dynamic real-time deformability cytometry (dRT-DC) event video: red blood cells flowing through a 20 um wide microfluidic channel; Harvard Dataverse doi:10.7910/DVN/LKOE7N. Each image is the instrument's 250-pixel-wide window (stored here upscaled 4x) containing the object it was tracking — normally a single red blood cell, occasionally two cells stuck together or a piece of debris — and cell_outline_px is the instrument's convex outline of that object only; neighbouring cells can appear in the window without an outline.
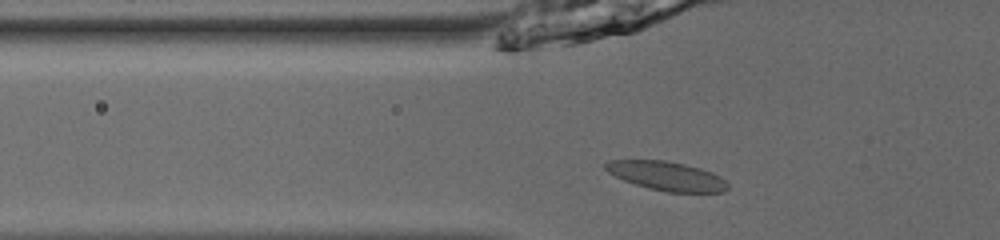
{"species": "common noctule bat (a hibernating species)", "species_latin": "Nyctalus noctula", "temperature_condition": "room temperature", "stored_images_in_passage": 40, "camera_frame_rate_fps": 3000, "um_per_image_px": 0.085, "animal": {"sex": "male", "body_mass_g": 13.0, "forearm_length_mm": 53.1}, "frame": {"image": 1, "passage_image": 7, "time_ms": 2.0, "image_size_px": [1000, 240], "cell_outline_px": [[728, 188], [724, 192], [668, 192], [648, 188], [624, 180], [608, 172], [604, 168], [604, 164], [608, 160], [664, 160], [684, 164], [700, 168], [712, 172], [720, 176], [728, 184]], "centroid_in_image_um": [56.67, 14.95], "position_along_channel_um": 69.1, "area_um2": 20.58}}
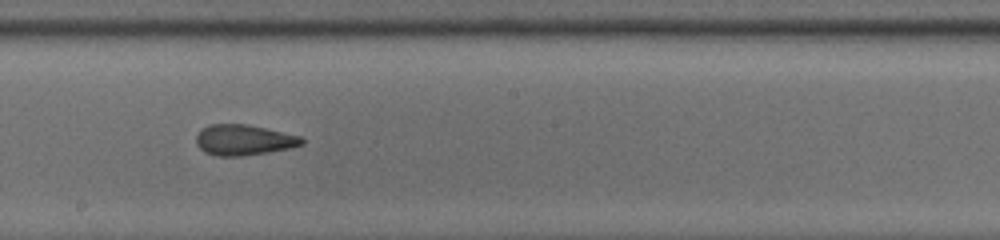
{"frame": {"image": 2, "passage_image": 19, "time_ms": 6.0, "image_size_px": [1000, 240], "cell_outline_px": [[304, 144], [292, 148], [268, 152], [240, 156], [216, 156], [204, 152], [196, 144], [196, 136], [200, 128], [208, 124], [248, 124], [300, 136], [304, 140]], "centroid_in_image_um": [20.69, 11.89], "position_along_channel_um": 227.5, "area_um2": 19.02}}
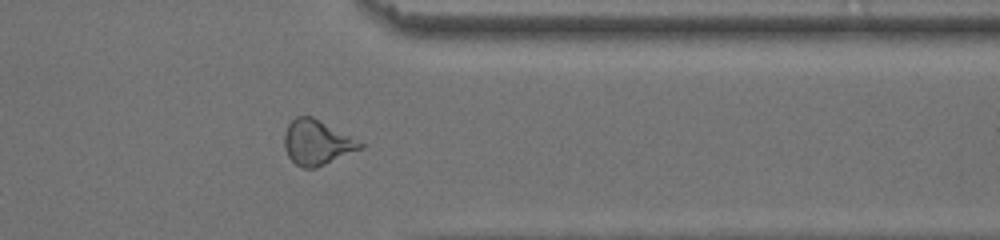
{"frame": {"image": 3, "passage_image": 31, "time_ms": 10.0, "image_size_px": [1000, 240], "cell_outline_px": [[364, 148], [316, 168], [304, 168], [296, 164], [288, 156], [284, 148], [284, 136], [288, 124], [296, 116], [312, 116], [352, 136], [364, 144]], "centroid_in_image_um": [26.95, 12.11], "position_along_channel_um": 384.4, "area_um2": 19.94}}